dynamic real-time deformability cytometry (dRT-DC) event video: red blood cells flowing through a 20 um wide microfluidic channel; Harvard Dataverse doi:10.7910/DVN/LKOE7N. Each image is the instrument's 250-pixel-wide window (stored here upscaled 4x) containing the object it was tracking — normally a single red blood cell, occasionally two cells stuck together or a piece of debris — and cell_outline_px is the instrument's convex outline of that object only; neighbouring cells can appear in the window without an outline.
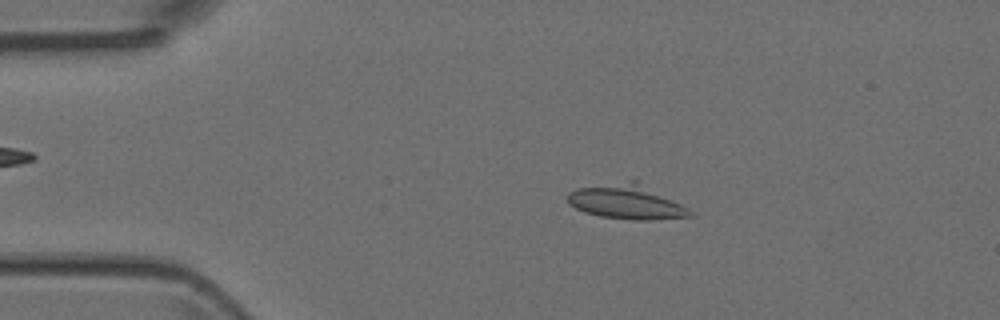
{"species": "Egyptian fruit bat (a non-hibernating species)", "species_latin": "Rousettus aegyptiacus", "temperature_condition": "room temperature", "stored_images_in_passage": 7, "camera_frame_rate_fps": 3000, "um_per_image_px": 0.085, "animal": {"sex": "female"}, "frame": {"image": 1, "passage_image": 3, "time_ms": 0.667, "image_size_px": [1000, 320], "cell_outline_px": [[696, 216], [652, 220], [632, 220], [600, 216], [584, 212], [568, 204], [568, 192], [576, 188], [628, 180], [636, 180], [688, 208]], "centroid_in_image_um": [53.25, 17.16], "position_along_channel_um": 31.7, "area_um2": 24.62}}
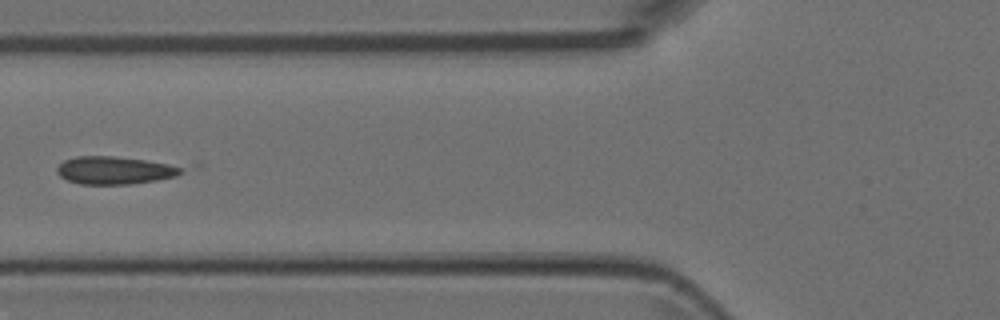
{"frame": {"image": 2, "passage_image": 6, "time_ms": 1.667, "image_size_px": [1000, 320], "cell_outline_px": [[200, 164], [176, 176], [156, 180], [128, 184], [80, 184], [68, 180], [60, 176], [56, 172], [56, 168], [64, 160], [76, 156], [112, 156], [196, 160]], "centroid_in_image_um": [10.29, 14.39], "position_along_channel_um": 115.5, "area_um2": 22.6}}
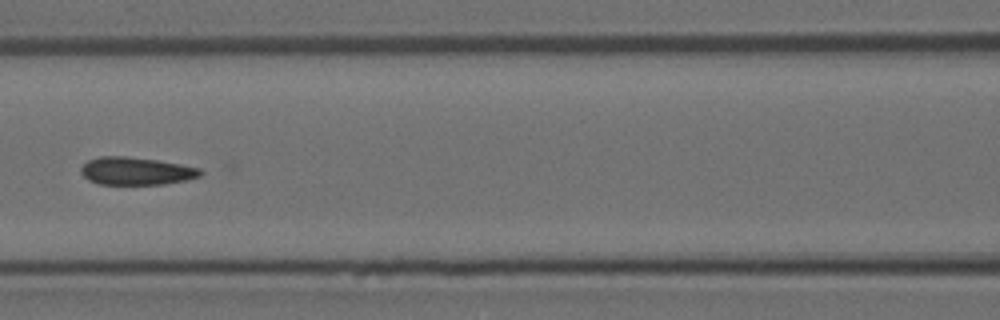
{"frame": {"image": 3, "passage_image": 7, "time_ms": 2.0, "image_size_px": [1000, 320], "cell_outline_px": [[204, 172], [200, 176], [184, 180], [164, 184], [100, 184], [88, 180], [80, 172], [80, 168], [88, 160], [100, 156], [124, 156], [156, 160], [180, 164], [200, 168]], "centroid_in_image_um": [11.56, 14.53], "position_along_channel_um": 155.0, "area_um2": 19.19}}